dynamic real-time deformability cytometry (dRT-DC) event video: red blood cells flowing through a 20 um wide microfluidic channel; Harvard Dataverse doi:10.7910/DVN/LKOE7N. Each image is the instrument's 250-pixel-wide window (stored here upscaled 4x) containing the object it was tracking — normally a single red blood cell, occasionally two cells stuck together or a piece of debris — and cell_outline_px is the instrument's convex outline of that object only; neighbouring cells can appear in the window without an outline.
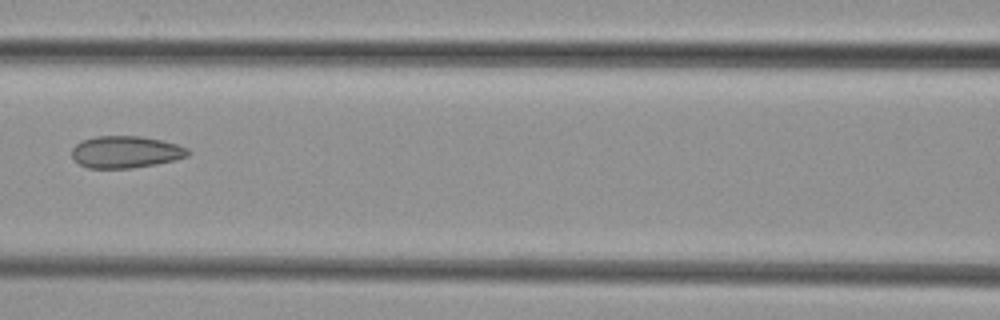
{"species": "common noctule bat (a hibernating species)", "species_latin": "Nyctalus noctula", "temperature_condition": "cold", "stored_images_in_passage": 8, "camera_frame_rate_fps": 3000, "um_per_image_px": 0.085, "animal": {"sex": "female", "body_mass_g": 29.2, "forearm_length_mm": 56.3}, "frame": {"image": 1, "passage_image": 7, "time_ms": 8.0, "image_size_px": [1000, 320], "cell_outline_px": [[192, 152], [188, 156], [176, 160], [156, 164], [132, 168], [88, 168], [80, 164], [72, 156], [72, 148], [80, 140], [96, 136], [140, 136], [164, 140], [188, 148]], "centroid_in_image_um": [10.71, 12.91], "position_along_channel_um": 155.9, "area_um2": 21.85}}
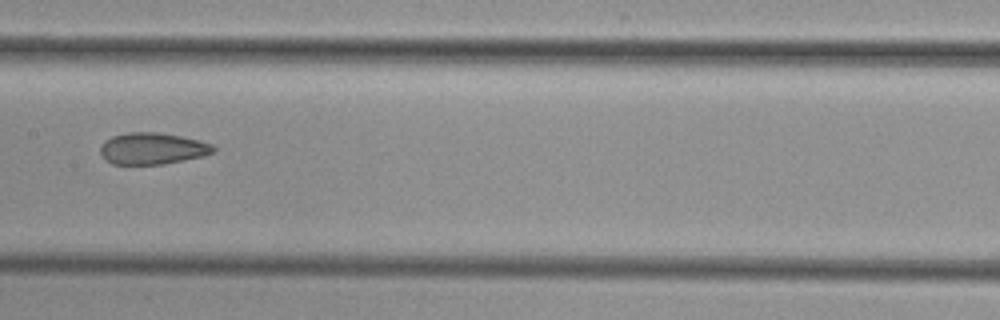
{"frame": {"image": 2, "passage_image": 8, "time_ms": 9.0, "image_size_px": [1000, 320], "cell_outline_px": [[216, 148], [212, 152], [204, 156], [164, 164], [112, 164], [100, 152], [100, 144], [104, 140], [112, 136], [128, 132], [156, 132], [180, 136], [200, 140], [212, 144]], "centroid_in_image_um": [12.95, 12.62], "position_along_channel_um": 194.4, "area_um2": 20.81}}